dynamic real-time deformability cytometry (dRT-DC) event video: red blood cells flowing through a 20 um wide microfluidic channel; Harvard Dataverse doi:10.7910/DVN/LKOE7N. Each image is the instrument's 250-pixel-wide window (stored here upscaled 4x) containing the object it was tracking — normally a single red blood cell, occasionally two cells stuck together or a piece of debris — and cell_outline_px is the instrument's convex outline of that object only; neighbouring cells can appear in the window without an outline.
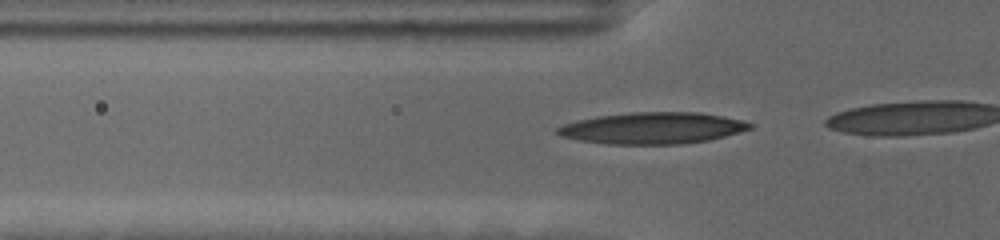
{"species": "human", "species_latin": "Homo sapiens", "temperature_condition": "cold", "stored_images_in_passage": 17, "camera_frame_rate_fps": 3000, "um_per_image_px": 0.085, "donor": {"sex": "female"}, "frame": {"image": 1, "passage_image": 11, "time_ms": 3.333, "image_size_px": [1000, 240], "cell_outline_px": [[756, 124], [752, 128], [724, 136], [708, 140], [680, 144], [608, 144], [580, 140], [560, 136], [556, 132], [556, 128], [564, 124], [576, 120], [596, 116], [636, 112], [700, 112], [724, 116], [744, 120]], "centroid_in_image_um": [55.49, 10.88], "position_along_channel_um": 70.3, "area_um2": 35.43}}
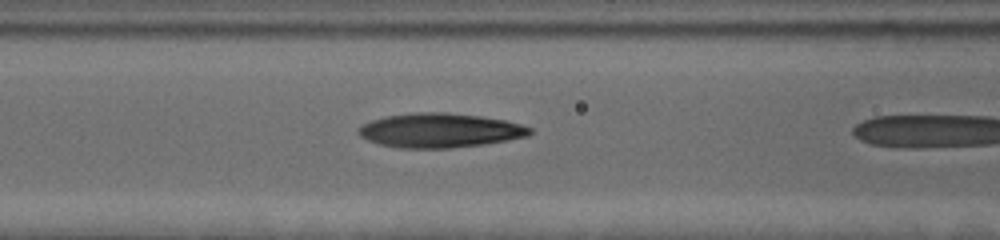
{"frame": {"image": 2, "passage_image": 16, "time_ms": 5.0, "image_size_px": [1000, 240], "cell_outline_px": [[532, 132], [528, 136], [508, 140], [484, 144], [452, 148], [400, 148], [380, 144], [368, 140], [360, 136], [356, 132], [364, 124], [372, 120], [384, 116], [412, 112], [448, 112], [480, 116], [504, 120], [520, 124], [532, 128]], "centroid_in_image_um": [37.39, 11.08], "position_along_channel_um": 129.2, "area_um2": 34.33}}